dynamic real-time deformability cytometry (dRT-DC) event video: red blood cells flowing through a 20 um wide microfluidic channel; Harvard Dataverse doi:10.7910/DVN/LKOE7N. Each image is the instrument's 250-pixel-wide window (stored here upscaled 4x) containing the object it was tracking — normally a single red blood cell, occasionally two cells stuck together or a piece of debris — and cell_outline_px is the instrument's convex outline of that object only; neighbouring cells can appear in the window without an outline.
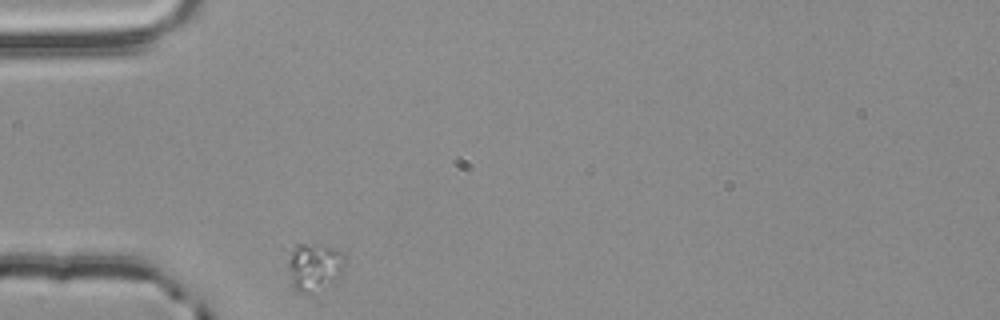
{"species": "common noctule bat (a hibernating species)", "species_latin": "Nyctalus noctula", "temperature_condition": "room temperature", "stored_images_in_passage": 32, "camera_frame_rate_fps": 3000, "um_per_image_px": 0.085, "animal": {"sex": "male", "body_mass_g": 20.4}, "frame": {"image": 1, "passage_image": 1, "time_ms": 0.0, "image_size_px": [1000, 320], "cell_outline_px": [[344, 260], [340, 276], [332, 284], [324, 288], [312, 292], [300, 292], [292, 284], [288, 268], [288, 264], [292, 252], [296, 244], [304, 244], [336, 248], [344, 256]], "centroid_in_image_um": [26.73, 22.7], "position_along_channel_um": 58.3, "area_um2": 15.37}}